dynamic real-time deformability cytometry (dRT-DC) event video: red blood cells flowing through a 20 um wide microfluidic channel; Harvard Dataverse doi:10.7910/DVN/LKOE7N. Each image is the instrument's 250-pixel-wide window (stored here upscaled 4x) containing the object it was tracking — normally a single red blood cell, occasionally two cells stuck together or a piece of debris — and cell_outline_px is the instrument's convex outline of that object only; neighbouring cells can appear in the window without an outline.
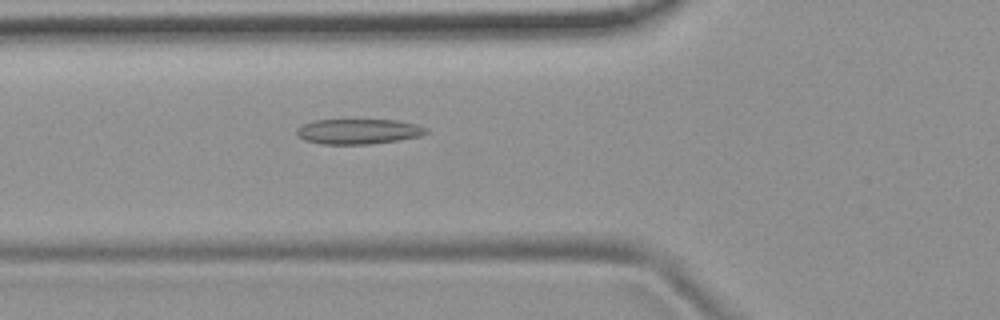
{"species": "common noctule bat (a hibernating species)", "species_latin": "Nyctalus noctula", "temperature_condition": "room temperature", "stored_images_in_passage": 6, "camera_frame_rate_fps": 3000, "um_per_image_px": 0.085, "animal": {"sex": "female", "body_mass_g": 19.9}, "frame": {"image": 1, "passage_image": 6, "time_ms": 5.667, "image_size_px": [1000, 320], "cell_outline_px": [[428, 132], [420, 136], [400, 140], [372, 144], [320, 144], [304, 140], [296, 136], [296, 128], [300, 124], [312, 120], [396, 120], [416, 124], [428, 128]], "centroid_in_image_um": [30.42, 11.17], "position_along_channel_um": 95.4, "area_um2": 19.31}}